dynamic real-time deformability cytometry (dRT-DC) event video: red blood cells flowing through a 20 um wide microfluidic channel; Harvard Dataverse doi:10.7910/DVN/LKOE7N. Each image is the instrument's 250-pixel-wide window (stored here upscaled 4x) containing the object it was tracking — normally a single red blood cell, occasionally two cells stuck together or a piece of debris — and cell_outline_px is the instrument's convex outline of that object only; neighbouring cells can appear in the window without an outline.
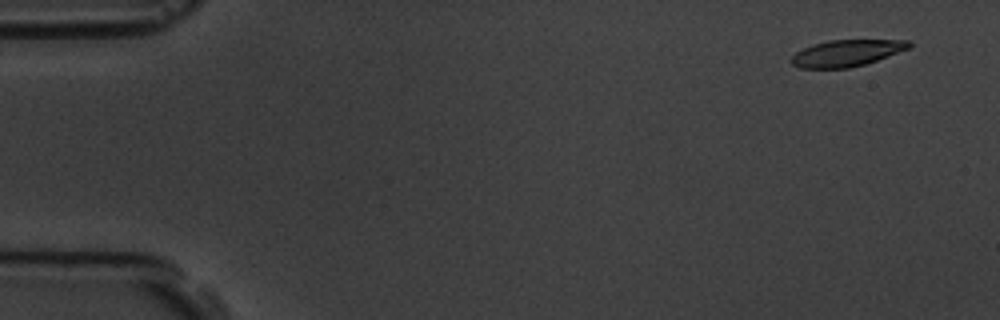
{"species": "common noctule bat (a hibernating species)", "species_latin": "Nyctalus noctula", "temperature_condition": "room temperature", "stored_images_in_passage": 4, "camera_frame_rate_fps": 3000, "um_per_image_px": 0.085, "animal": {"sex": "male", "body_mass_g": 19.5, "forearm_length_mm": 54.6}, "frame": {"image": 1, "passage_image": 1, "time_ms": 0.0, "image_size_px": [1000, 320], "cell_outline_px": [[912, 44], [908, 48], [876, 60], [864, 64], [848, 68], [800, 68], [792, 64], [788, 60], [796, 52], [812, 44], [828, 40], [908, 40]], "centroid_in_image_um": [71.89, 4.51], "position_along_channel_um": 13.1, "area_um2": 18.03}}
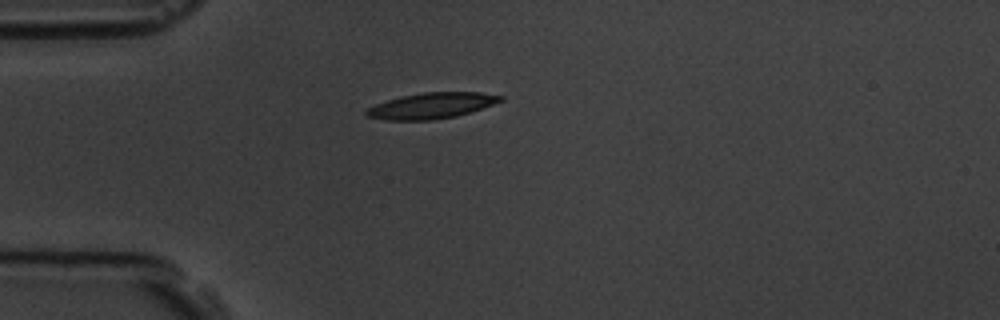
{"frame": {"image": 2, "passage_image": 4, "time_ms": 4.0, "image_size_px": [1000, 320], "cell_outline_px": [[504, 100], [456, 116], [432, 120], [388, 120], [368, 116], [364, 112], [368, 108], [376, 104], [400, 96], [424, 92], [480, 92], [504, 96]], "centroid_in_image_um": [36.68, 8.97], "position_along_channel_um": 48.3, "area_um2": 19.94}}